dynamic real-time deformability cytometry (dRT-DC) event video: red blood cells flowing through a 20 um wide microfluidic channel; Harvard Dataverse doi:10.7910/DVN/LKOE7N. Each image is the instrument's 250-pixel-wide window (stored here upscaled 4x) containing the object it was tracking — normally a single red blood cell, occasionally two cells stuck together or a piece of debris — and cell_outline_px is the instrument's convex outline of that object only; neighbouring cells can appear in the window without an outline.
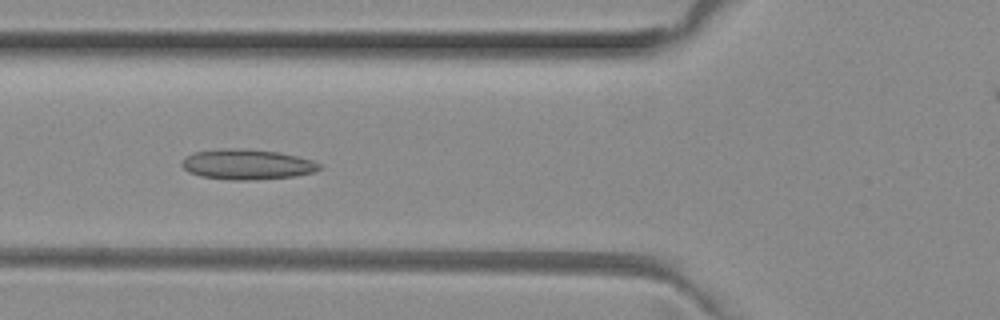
{"species": "common noctule bat (a hibernating species)", "species_latin": "Nyctalus noctula", "temperature_condition": "room temperature", "stored_images_in_passage": 47, "camera_frame_rate_fps": 3000, "um_per_image_px": 0.085, "animal": {"sex": "female", "body_mass_g": 29.2, "forearm_length_mm": 56.3}, "frame": {"image": 1, "passage_image": 14, "time_ms": 4.333, "image_size_px": [1000, 320], "cell_outline_px": [[324, 168], [316, 172], [296, 176], [252, 180], [228, 180], [200, 176], [188, 172], [180, 164], [188, 156], [196, 152], [224, 148], [232, 148], [280, 152], [312, 160], [320, 164]], "centroid_in_image_um": [21.05, 13.99], "position_along_channel_um": 104.8, "area_um2": 24.28}}
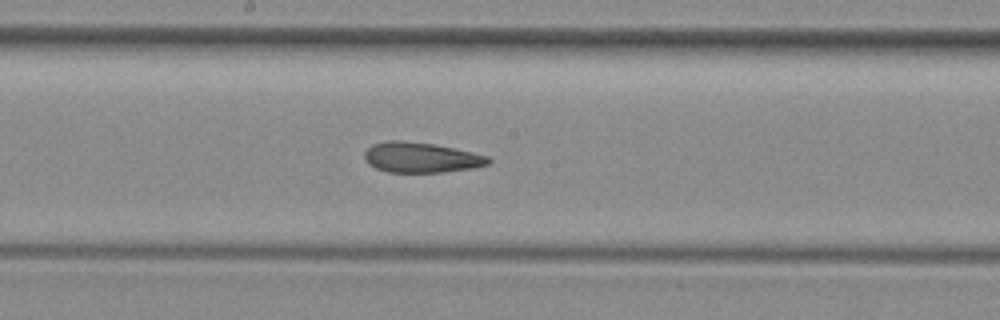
{"frame": {"image": 2, "passage_image": 22, "time_ms": 7.0, "image_size_px": [1000, 320], "cell_outline_px": [[492, 160], [488, 164], [472, 168], [444, 172], [388, 172], [376, 168], [368, 164], [364, 160], [364, 152], [372, 144], [388, 140], [404, 140], [432, 144], [452, 148], [488, 156]], "centroid_in_image_um": [35.74, 13.38], "position_along_channel_um": 212.5, "area_um2": 21.79}}
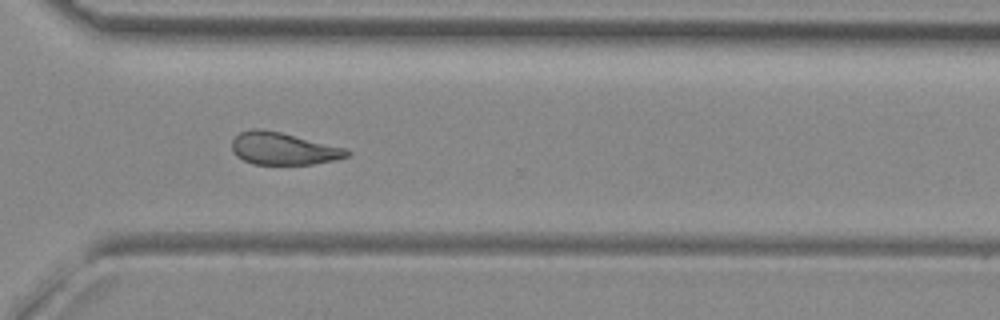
{"frame": {"image": 3, "passage_image": 32, "time_ms": 10.333, "image_size_px": [1000, 320], "cell_outline_px": [[352, 152], [348, 156], [332, 160], [312, 164], [252, 164], [236, 156], [232, 152], [232, 140], [240, 132], [252, 128], [260, 128], [280, 132], [348, 148]], "centroid_in_image_um": [24.07, 12.62], "position_along_channel_um": 346.5, "area_um2": 21.73}, "authors_computed_cell_mechanics": {"area_um2": 22.7732, "velocity_mm_per_s": 4.0397, "shape_relaxation_time_tau1_ms": null, "shape_relaxation_time_tau2_ms": 3.0489, "deformation_change_tau1": null, "deformation_change_tau2": 0.1043}}